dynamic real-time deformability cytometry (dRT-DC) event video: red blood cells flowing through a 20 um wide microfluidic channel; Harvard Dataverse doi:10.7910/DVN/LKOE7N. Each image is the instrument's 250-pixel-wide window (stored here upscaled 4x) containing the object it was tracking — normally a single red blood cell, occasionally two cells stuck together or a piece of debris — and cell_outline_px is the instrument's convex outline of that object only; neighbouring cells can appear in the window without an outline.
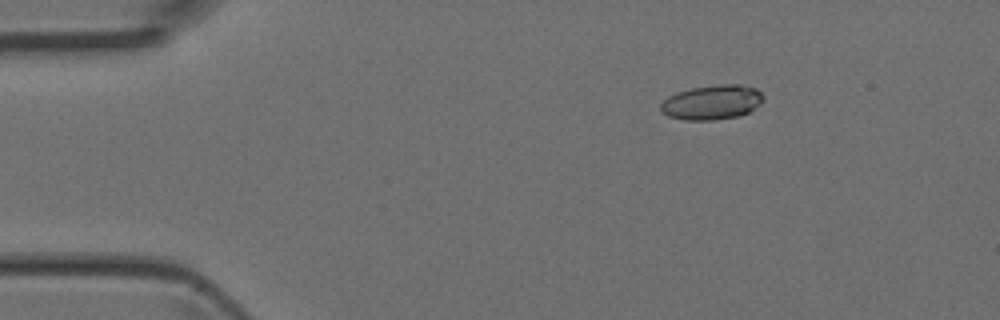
{"species": "Egyptian fruit bat (a non-hibernating species)", "species_latin": "Rousettus aegyptiacus", "temperature_condition": "room temperature", "stored_images_in_passage": 5, "camera_frame_rate_fps": 3000, "um_per_image_px": 0.085, "animal": {"sex": "female"}, "frame": {"image": 1, "passage_image": 5, "time_ms": 1.333, "image_size_px": [1000, 320], "cell_outline_px": [[764, 100], [760, 104], [748, 112], [740, 116], [712, 120], [684, 120], [668, 116], [660, 112], [660, 104], [668, 96], [676, 92], [692, 88], [720, 84], [740, 84], [756, 88], [764, 96]], "centroid_in_image_um": [60.51, 8.69], "position_along_channel_um": 24.5, "area_um2": 20.87}}